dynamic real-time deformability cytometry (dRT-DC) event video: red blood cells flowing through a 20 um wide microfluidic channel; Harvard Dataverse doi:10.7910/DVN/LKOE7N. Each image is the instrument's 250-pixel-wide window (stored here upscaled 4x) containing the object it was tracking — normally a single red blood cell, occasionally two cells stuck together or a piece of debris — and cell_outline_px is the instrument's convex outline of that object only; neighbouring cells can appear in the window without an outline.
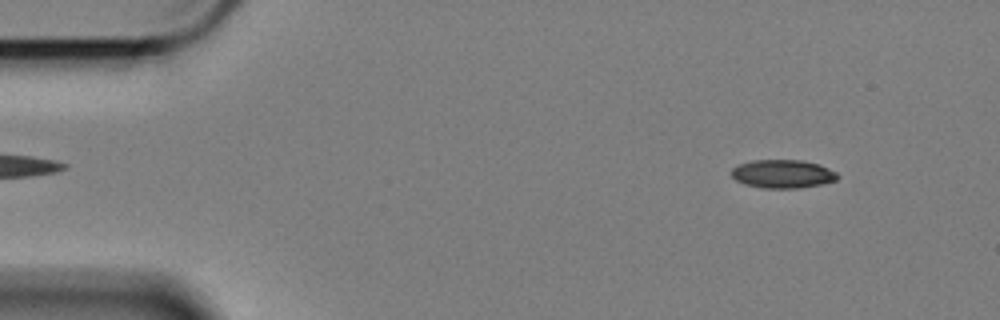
{"species": "Egyptian fruit bat (a non-hibernating species)", "species_latin": "Rousettus aegyptiacus", "temperature_condition": "cold", "stored_images_in_passage": 59, "camera_frame_rate_fps": 3000, "um_per_image_px": 0.085, "animal": {"sex": "female"}, "frame": {"image": 1, "passage_image": 6, "time_ms": 1.667, "image_size_px": [1000, 320], "cell_outline_px": [[840, 176], [836, 180], [820, 184], [796, 188], [764, 188], [744, 184], [736, 180], [732, 176], [732, 168], [740, 164], [752, 160], [804, 160], [820, 164], [836, 172]], "centroid_in_image_um": [66.54, 14.77], "position_along_channel_um": 18.5, "area_um2": 17.51}}
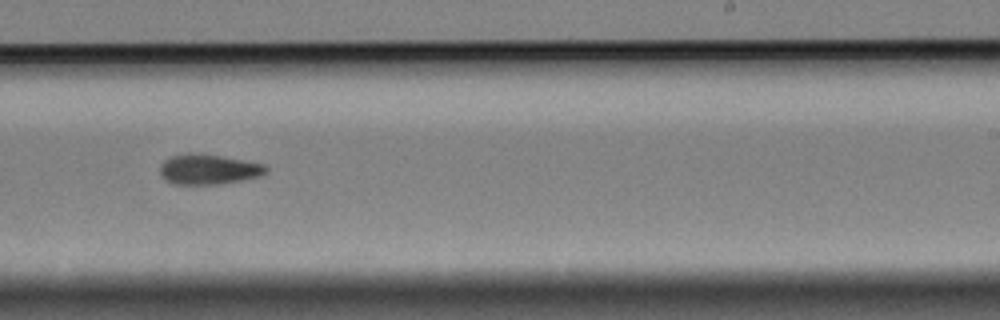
{"frame": {"image": 2, "passage_image": 36, "time_ms": 11.667, "image_size_px": [1000, 320], "cell_outline_px": [[268, 172], [260, 176], [220, 184], [172, 184], [164, 180], [160, 172], [160, 164], [164, 160], [172, 156], [184, 152], [192, 152], [220, 156], [264, 164], [268, 168]], "centroid_in_image_um": [17.68, 14.39], "position_along_channel_um": 271.3, "area_um2": 18.73}}
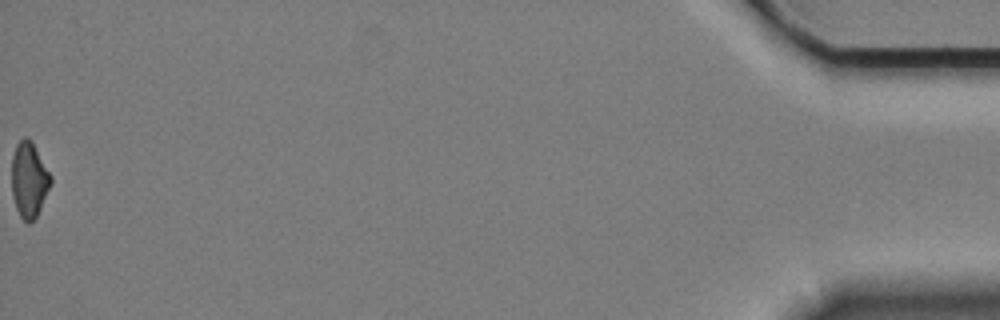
{"frame": {"image": 3, "passage_image": 59, "time_ms": 19.333, "image_size_px": [1000, 320], "cell_outline_px": [[52, 184], [36, 216], [28, 224], [20, 216], [16, 208], [12, 196], [12, 156], [16, 144], [24, 136], [28, 136], [32, 140], [52, 176]], "centroid_in_image_um": [2.48, 15.24], "position_along_channel_um": 432.7, "area_um2": 17.34}, "authors_computed_cell_mechanics": {"area_um2": 17.918, "velocity_mm_per_s": 3.39, "shape_relaxation_time_tau1_ms": 6.7065, "shape_relaxation_time_tau2_ms": 10.0222, "deformation_change_tau1": 0.1466, "deformation_change_tau2": 0.1646}}